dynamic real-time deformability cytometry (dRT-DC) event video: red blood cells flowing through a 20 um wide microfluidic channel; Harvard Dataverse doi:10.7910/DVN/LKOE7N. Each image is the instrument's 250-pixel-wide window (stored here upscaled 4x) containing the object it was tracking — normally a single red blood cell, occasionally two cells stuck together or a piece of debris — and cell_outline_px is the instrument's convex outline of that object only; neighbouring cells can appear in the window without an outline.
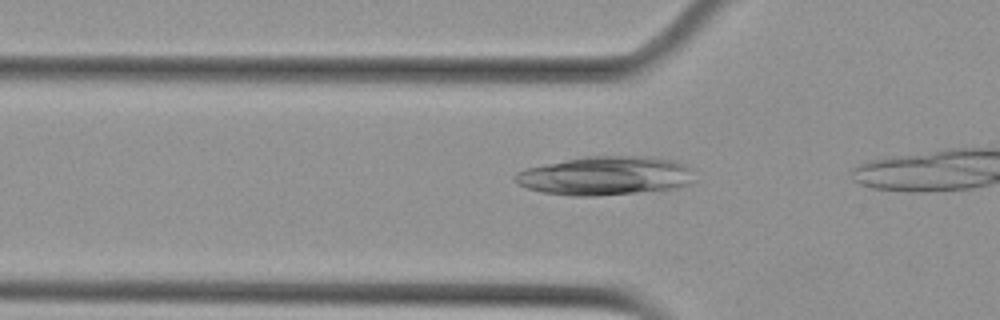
{"species": "Egyptian fruit bat (a non-hibernating species)", "species_latin": "Rousettus aegyptiacus", "temperature_condition": "cold", "stored_images_in_passage": 9, "camera_frame_rate_fps": 3000, "um_per_image_px": 0.085, "animal": {"sex": "female"}, "frame": {"image": 1, "passage_image": 7, "time_ms": 2.0, "image_size_px": [1000, 320], "cell_outline_px": [[692, 184], [676, 188], [596, 196], [572, 196], [540, 192], [528, 188], [512, 180], [512, 176], [516, 172], [524, 168], [588, 156], [648, 156], [676, 160], [692, 168]], "centroid_in_image_um": [51.45, 14.94], "position_along_channel_um": 74.3, "area_um2": 40.75}}